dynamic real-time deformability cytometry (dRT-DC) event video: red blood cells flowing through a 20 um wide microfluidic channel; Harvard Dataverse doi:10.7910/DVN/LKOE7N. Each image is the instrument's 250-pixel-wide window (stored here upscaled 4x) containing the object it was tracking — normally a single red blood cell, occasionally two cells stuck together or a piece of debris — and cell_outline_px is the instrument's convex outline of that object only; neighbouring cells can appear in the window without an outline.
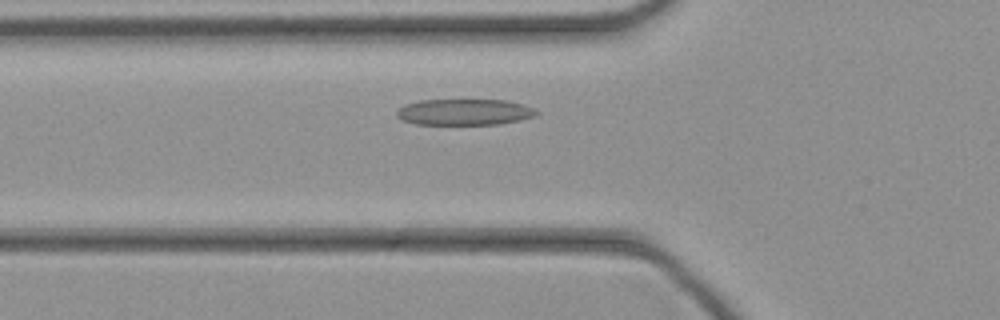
{"species": "common noctule bat (a hibernating species)", "species_latin": "Nyctalus noctula", "temperature_condition": "cold", "stored_images_in_passage": 36, "camera_frame_rate_fps": 3000, "um_per_image_px": 0.085, "animal": {"sex": "female", "body_mass_g": 21.9}, "frame": {"image": 1, "passage_image": 6, "time_ms": 1.667, "image_size_px": [1000, 320], "cell_outline_px": [[540, 112], [536, 116], [520, 120], [500, 124], [416, 124], [404, 120], [396, 116], [396, 112], [404, 104], [420, 100], [508, 100], [536, 108]], "centroid_in_image_um": [39.53, 9.52], "position_along_channel_um": 86.3, "area_um2": 21.39}}
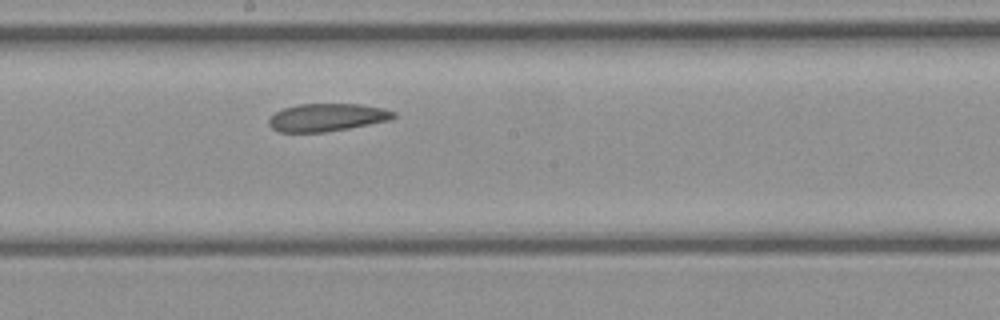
{"frame": {"image": 2, "passage_image": 15, "time_ms": 4.667, "image_size_px": [1000, 320], "cell_outline_px": [[396, 116], [388, 120], [348, 128], [324, 132], [280, 132], [272, 128], [268, 124], [268, 120], [276, 112], [284, 108], [296, 104], [360, 104], [384, 108], [396, 112]], "centroid_in_image_um": [27.78, 9.97], "position_along_channel_um": 220.4, "area_um2": 20.06}}
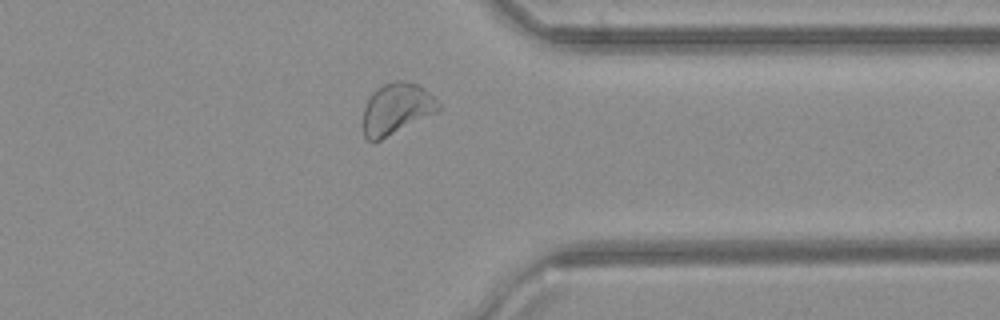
{"frame": {"image": 3, "passage_image": 26, "time_ms": 8.333, "image_size_px": [1000, 320], "cell_outline_px": [[440, 108], [436, 112], [372, 144], [364, 136], [364, 108], [372, 92], [376, 88], [384, 84], [396, 80], [404, 80], [416, 84], [424, 88], [440, 104]], "centroid_in_image_um": [33.68, 9.24], "position_along_channel_um": 377.7, "area_um2": 22.2}}